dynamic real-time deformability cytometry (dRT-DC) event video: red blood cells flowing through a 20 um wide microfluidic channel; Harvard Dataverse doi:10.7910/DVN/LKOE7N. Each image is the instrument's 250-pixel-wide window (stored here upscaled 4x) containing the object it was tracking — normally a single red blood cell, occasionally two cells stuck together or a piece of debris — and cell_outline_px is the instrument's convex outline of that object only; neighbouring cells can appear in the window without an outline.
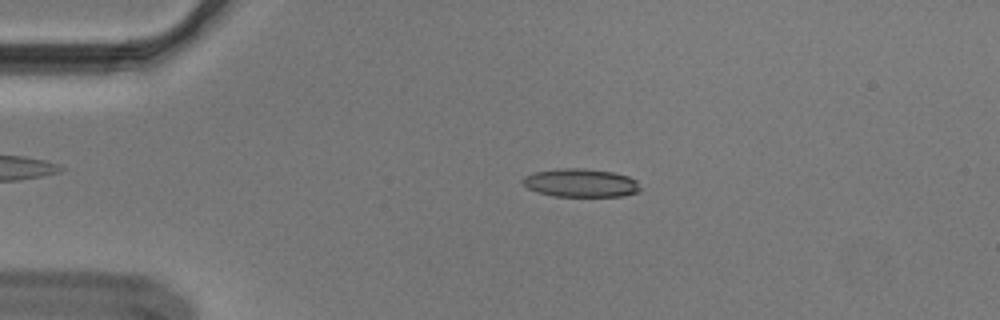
{"species": "Egyptian fruit bat (a non-hibernating species)", "species_latin": "Rousettus aegyptiacus", "temperature_condition": "cold", "stored_images_in_passage": 54, "camera_frame_rate_fps": 3000, "um_per_image_px": 0.085, "animal": {"sex": "male"}, "frame": {"image": 1, "passage_image": 11, "time_ms": 3.333, "image_size_px": [1000, 320], "cell_outline_px": [[644, 188], [640, 192], [624, 196], [552, 196], [536, 192], [528, 188], [520, 180], [524, 176], [536, 172], [560, 168], [584, 168], [612, 172], [628, 176], [636, 180]], "centroid_in_image_um": [49.4, 15.55], "position_along_channel_um": 35.6, "area_um2": 19.65}}
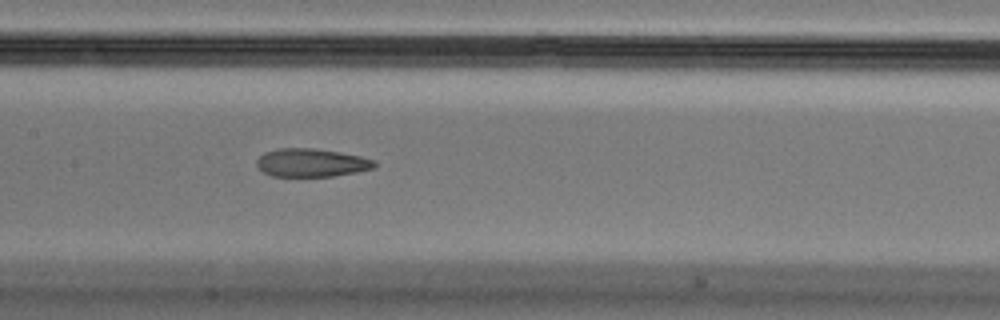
{"frame": {"image": 2, "passage_image": 26, "time_ms": 8.333, "image_size_px": [1000, 320], "cell_outline_px": [[376, 168], [356, 172], [332, 176], [272, 176], [264, 172], [256, 164], [256, 160], [264, 152], [276, 148], [316, 148], [340, 152], [360, 156], [376, 160]], "centroid_in_image_um": [26.49, 13.82], "position_along_channel_um": 180.9, "area_um2": 19.48}}
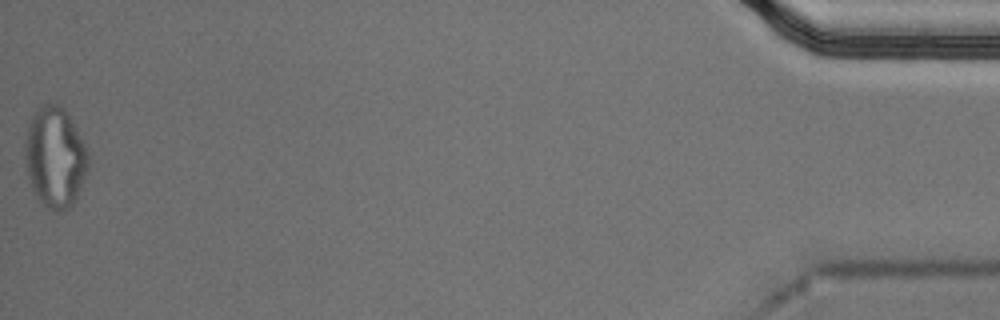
{"frame": {"image": 3, "passage_image": 54, "time_ms": 17.667, "image_size_px": [1000, 320], "cell_outline_px": [[88, 168], [76, 200], [68, 208], [60, 212], [52, 212], [40, 200], [32, 188], [24, 164], [24, 140], [28, 124], [32, 116], [40, 104], [56, 104], [64, 108], [76, 128], [88, 152]], "centroid_in_image_um": [4.65, 13.37], "position_along_channel_um": 430.5, "area_um2": 37.22}, "authors_computed_cell_mechanics": {"area_um2": 20.3167, "velocity_mm_per_s": 3.6672, "shape_relaxation_time_tau1_ms": null, "shape_relaxation_time_tau2_ms": 2.2931, "deformation_change_tau1": null, "deformation_change_tau2": 0.1013}}